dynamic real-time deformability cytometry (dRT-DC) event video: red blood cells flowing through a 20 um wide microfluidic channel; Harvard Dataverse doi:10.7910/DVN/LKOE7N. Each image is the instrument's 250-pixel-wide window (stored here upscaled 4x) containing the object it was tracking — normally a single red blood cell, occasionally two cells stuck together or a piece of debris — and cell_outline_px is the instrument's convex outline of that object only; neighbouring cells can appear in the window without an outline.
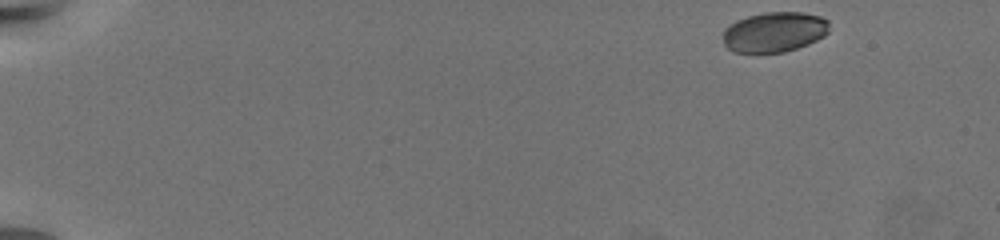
{"species": "common noctule bat (a hibernating species)", "species_latin": "Nyctalus noctula", "temperature_condition": "warm", "stored_images_in_passage": 59, "camera_frame_rate_fps": 3000, "um_per_image_px": 0.085, "animal": {"sex": "female", "body_mass_g": 19.5, "forearm_length_mm": 54.1}, "frame": {"image": 1, "passage_image": 1, "time_ms": 0.0, "image_size_px": [1000, 240], "cell_outline_px": [[828, 32], [824, 36], [808, 44], [784, 52], [732, 52], [724, 44], [724, 28], [728, 24], [736, 20], [748, 16], [764, 12], [804, 12], [820, 16], [828, 20]], "centroid_in_image_um": [65.81, 2.71], "position_along_channel_um": 19.2, "area_um2": 24.91}}
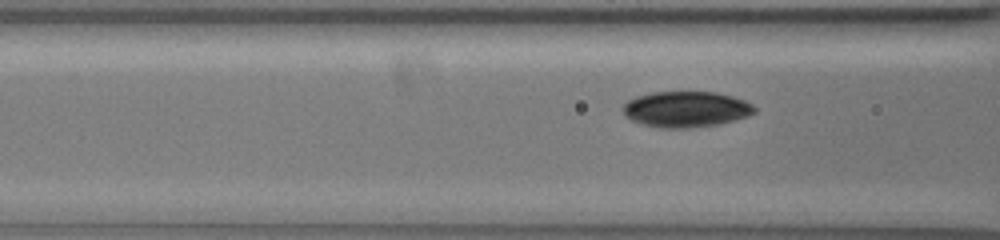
{"frame": {"image": 2, "passage_image": 23, "time_ms": 7.333, "image_size_px": [1000, 240], "cell_outline_px": [[756, 112], [748, 116], [716, 124], [684, 128], [664, 128], [644, 124], [632, 120], [624, 112], [624, 104], [628, 100], [636, 96], [652, 92], [716, 92], [732, 96], [744, 100], [752, 104], [756, 108]], "centroid_in_image_um": [58.33, 9.27], "position_along_channel_um": 108.3, "area_um2": 27.11}}
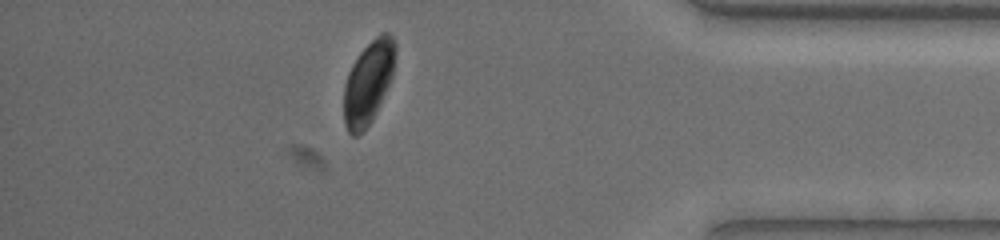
{"frame": {"image": 3, "passage_image": 52, "time_ms": 17.0, "image_size_px": [1000, 240], "cell_outline_px": [[396, 52], [392, 76], [376, 112], [372, 120], [364, 132], [360, 136], [352, 136], [348, 132], [344, 124], [344, 84], [348, 72], [352, 64], [360, 52], [380, 32], [388, 32], [392, 36], [396, 44]], "centroid_in_image_um": [31.29, 7.03], "position_along_channel_um": 403.9, "area_um2": 25.03}, "authors_computed_cell_mechanics": {"area_um2": 26.4724, "velocity_mm_per_s": 3.3345, "shape_relaxation_time_tau1_ms": 1.8112, "shape_relaxation_time_tau2_ms": 2.3235, "deformation_change_tau1": 0.1015, "deformation_change_tau2": 0.0466}}